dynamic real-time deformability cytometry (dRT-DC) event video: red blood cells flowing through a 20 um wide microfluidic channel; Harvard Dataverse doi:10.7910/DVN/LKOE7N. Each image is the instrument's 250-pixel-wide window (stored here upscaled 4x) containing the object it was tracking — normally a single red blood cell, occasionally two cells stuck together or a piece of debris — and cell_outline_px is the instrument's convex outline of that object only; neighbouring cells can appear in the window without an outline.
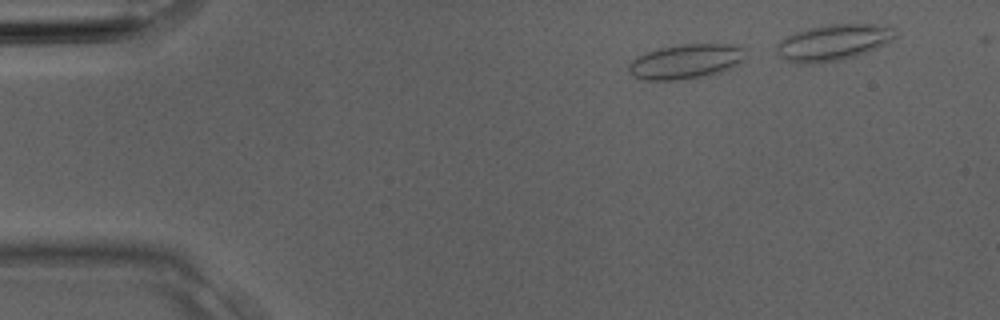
{"species": "Egyptian fruit bat (a non-hibernating species)", "species_latin": "Rousettus aegyptiacus", "temperature_condition": "room temperature", "stored_images_in_passage": 3, "camera_frame_rate_fps": 3000, "um_per_image_px": 0.085, "animal": {"sex": "male"}, "frame": {"image": 1, "passage_image": 1, "time_ms": 0.0, "image_size_px": [1000, 320], "cell_outline_px": [[744, 60], [720, 72], [708, 76], [676, 80], [644, 80], [632, 76], [628, 72], [628, 64], [636, 56], [644, 52], [660, 48], [680, 44], [732, 44], [744, 48]], "centroid_in_image_um": [58.24, 5.23], "position_along_channel_um": 26.8, "area_um2": 23.76}}